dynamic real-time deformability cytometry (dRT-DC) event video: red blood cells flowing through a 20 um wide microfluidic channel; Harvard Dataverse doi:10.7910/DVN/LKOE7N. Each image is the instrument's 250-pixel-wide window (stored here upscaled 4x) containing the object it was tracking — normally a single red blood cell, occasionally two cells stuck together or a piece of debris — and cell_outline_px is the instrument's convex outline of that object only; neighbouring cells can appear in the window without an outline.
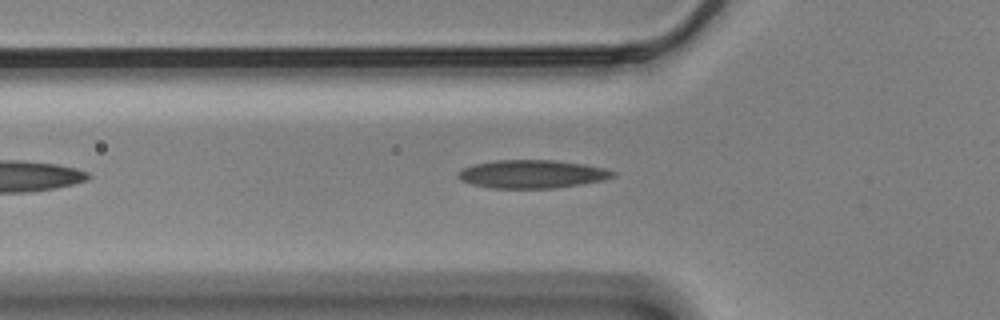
{"species": "Egyptian fruit bat (a non-hibernating species)", "species_latin": "Rousettus aegyptiacus", "temperature_condition": "cold", "stored_images_in_passage": 13, "camera_frame_rate_fps": 3000, "um_per_image_px": 0.085, "animal": {"sex": "male"}, "frame": {"image": 1, "passage_image": 8, "time_ms": 2.333, "image_size_px": [1000, 320], "cell_outline_px": [[616, 176], [604, 180], [556, 188], [492, 188], [472, 184], [460, 180], [456, 176], [456, 172], [464, 168], [476, 164], [496, 160], [552, 160], [584, 164], [604, 168], [616, 172]], "centroid_in_image_um": [45.23, 14.8], "position_along_channel_um": 80.6, "area_um2": 25.43}}